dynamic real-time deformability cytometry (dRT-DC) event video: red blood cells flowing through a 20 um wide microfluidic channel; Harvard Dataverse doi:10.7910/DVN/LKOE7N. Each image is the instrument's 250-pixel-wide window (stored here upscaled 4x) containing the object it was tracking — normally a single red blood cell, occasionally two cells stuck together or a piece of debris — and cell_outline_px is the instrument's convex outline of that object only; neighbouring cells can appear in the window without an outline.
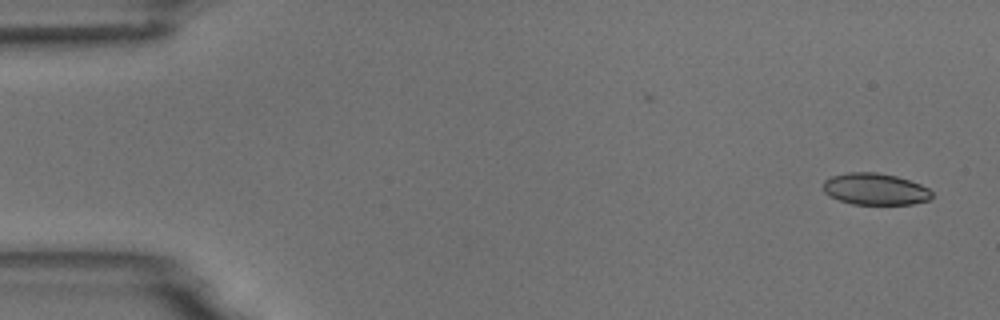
{"species": "common noctule bat (a hibernating species)", "species_latin": "Nyctalus noctula", "temperature_condition": "room temperature", "stored_images_in_passage": 5, "camera_frame_rate_fps": 3000, "um_per_image_px": 0.085, "animal": {"sex": "male", "body_mass_g": 18.8}, "frame": {"image": 1, "passage_image": 1, "time_ms": 0.0, "image_size_px": [1000, 320], "cell_outline_px": [[932, 196], [928, 200], [912, 204], [852, 204], [840, 200], [824, 192], [824, 180], [832, 176], [848, 172], [876, 172], [896, 176], [920, 184], [928, 188], [932, 192]], "centroid_in_image_um": [74.4, 16.07], "position_along_channel_um": 10.6, "area_um2": 19.88}}
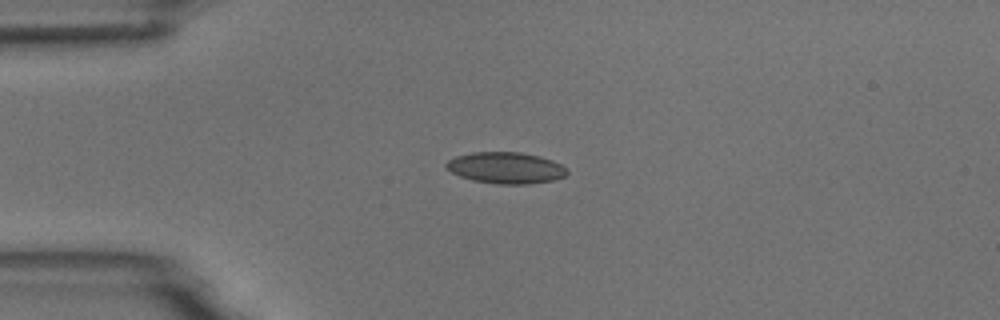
{"frame": {"image": 2, "passage_image": 4, "time_ms": 3.667, "image_size_px": [1000, 320], "cell_outline_px": [[568, 172], [564, 176], [552, 180], [528, 184], [496, 184], [472, 180], [460, 176], [452, 172], [444, 164], [448, 160], [456, 156], [472, 152], [520, 152], [540, 156], [552, 160], [560, 164]], "centroid_in_image_um": [42.97, 14.26], "position_along_channel_um": 42.0, "area_um2": 21.96}}